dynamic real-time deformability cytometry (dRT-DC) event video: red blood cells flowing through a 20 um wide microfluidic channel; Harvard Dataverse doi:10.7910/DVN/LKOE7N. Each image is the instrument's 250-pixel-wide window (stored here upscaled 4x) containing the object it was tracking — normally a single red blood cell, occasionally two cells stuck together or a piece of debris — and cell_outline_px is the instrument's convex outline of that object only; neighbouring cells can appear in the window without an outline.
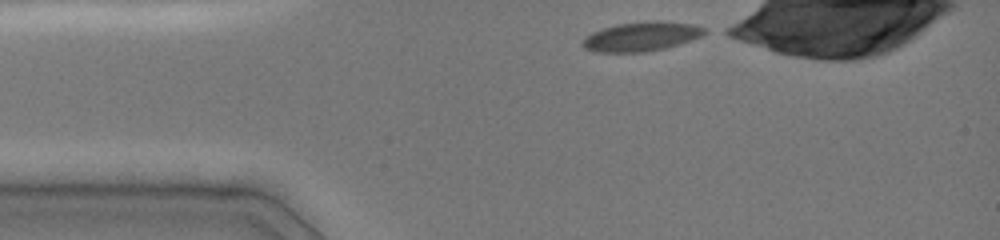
{"species": "common noctule bat (a hibernating species)", "species_latin": "Nyctalus noctula", "temperature_condition": "cold", "stored_images_in_passage": 33, "camera_frame_rate_fps": 3000, "um_per_image_px": 0.085, "animal": {"sex": "female", "body_mass_g": 19.0, "forearm_length_mm": 51.5}, "frame": {"image": 1, "passage_image": 1, "time_ms": 0.0, "image_size_px": [1000, 240], "cell_outline_px": [[712, 32], [704, 36], [664, 48], [644, 52], [596, 52], [584, 48], [580, 44], [592, 32], [616, 24], [652, 20], [660, 20], [692, 24], [708, 28]], "centroid_in_image_um": [54.6, 3.09], "position_along_channel_um": 30.4, "area_um2": 21.04}}
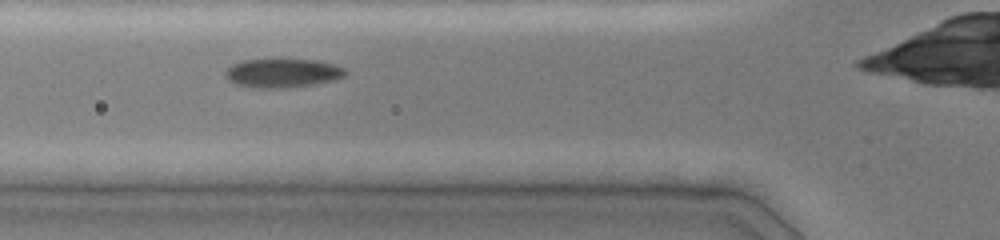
{"frame": {"image": 2, "passage_image": 9, "time_ms": 2.667, "image_size_px": [1000, 240], "cell_outline_px": [[348, 72], [344, 76], [336, 80], [288, 88], [252, 88], [236, 84], [228, 80], [224, 76], [224, 72], [232, 64], [244, 60], [280, 56], [316, 60], [336, 64], [344, 68]], "centroid_in_image_um": [24.01, 6.16], "position_along_channel_um": 101.8, "area_um2": 21.33}}
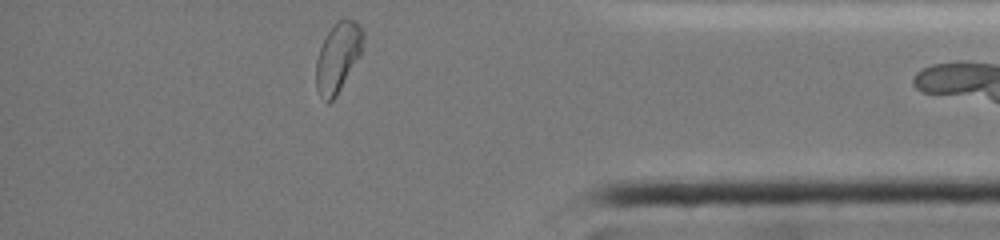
{"frame": {"image": 3, "passage_image": 33, "time_ms": 10.667, "image_size_px": [1000, 240], "cell_outline_px": [[364, 36], [360, 56], [336, 96], [328, 104], [320, 96], [316, 88], [316, 60], [324, 36], [336, 20], [352, 20], [364, 32]], "centroid_in_image_um": [28.7, 4.88], "position_along_channel_um": 406.5, "area_um2": 18.96}, "authors_computed_cell_mechanics": {"area_um2": 20.23, "velocity_mm_per_s": 4.008, "shape_relaxation_time_tau1_ms": 2.8918, "shape_relaxation_time_tau2_ms": 1.8087, "deformation_change_tau1": 0.118, "deformation_change_tau2": 0.046}}